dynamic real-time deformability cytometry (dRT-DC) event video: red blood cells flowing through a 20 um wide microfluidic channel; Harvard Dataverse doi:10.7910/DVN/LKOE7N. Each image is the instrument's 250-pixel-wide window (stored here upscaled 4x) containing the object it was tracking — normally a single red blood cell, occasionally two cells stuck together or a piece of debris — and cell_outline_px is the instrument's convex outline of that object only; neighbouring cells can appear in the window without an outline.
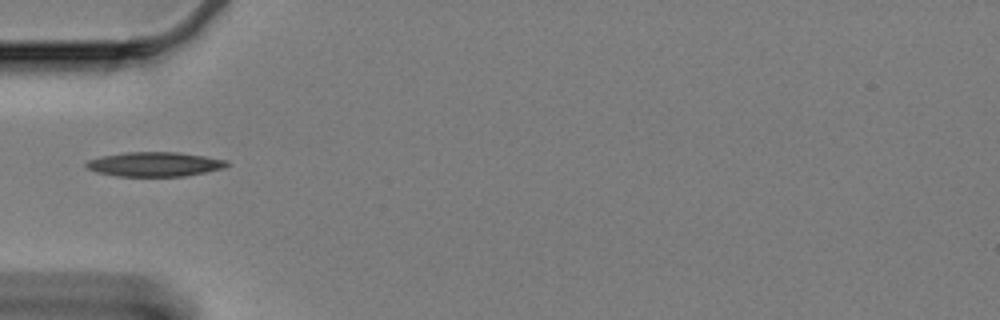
{"species": "Egyptian fruit bat (a non-hibernating species)", "species_latin": "Rousettus aegyptiacus", "temperature_condition": "cold", "stored_images_in_passage": 42, "camera_frame_rate_fps": 3000, "um_per_image_px": 0.085, "animal": {"sex": "female"}, "frame": {"image": 1, "passage_image": 1, "time_ms": 0.0, "image_size_px": [1000, 320], "cell_outline_px": [[228, 164], [224, 168], [184, 176], [116, 176], [96, 172], [88, 168], [84, 164], [88, 160], [100, 156], [124, 152], [180, 152], [228, 160]], "centroid_in_image_um": [13.12, 13.95], "position_along_channel_um": 71.9, "area_um2": 20.06}}
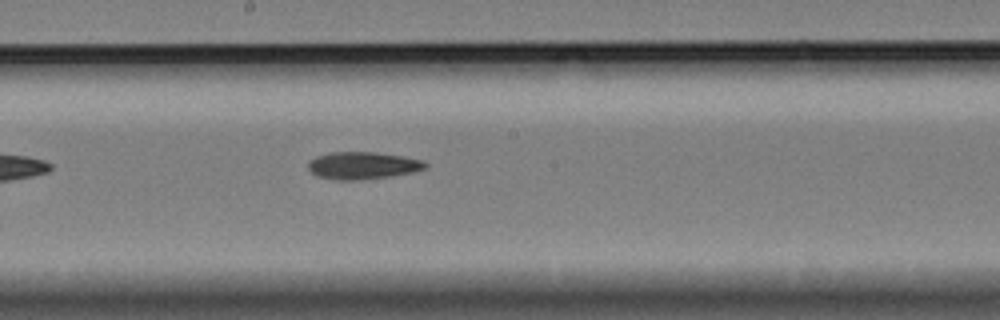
{"frame": {"image": 2, "passage_image": 14, "time_ms": 4.333, "image_size_px": [1000, 320], "cell_outline_px": [[428, 168], [412, 172], [388, 176], [356, 180], [336, 180], [316, 176], [308, 168], [308, 164], [316, 156], [328, 152], [376, 152], [404, 156], [424, 160], [428, 164]], "centroid_in_image_um": [30.85, 14.06], "position_along_channel_um": 217.3, "area_um2": 18.67}}
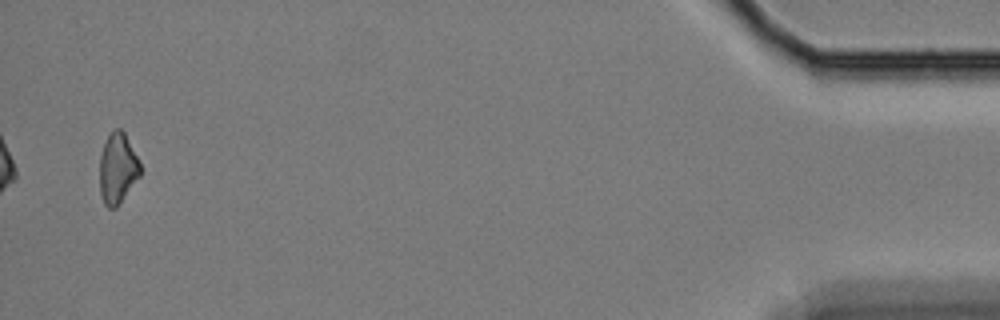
{"frame": {"image": 3, "passage_image": 40, "time_ms": 13.0, "image_size_px": [1000, 320], "cell_outline_px": [[140, 176], [116, 208], [108, 208], [104, 204], [100, 196], [100, 156], [104, 144], [112, 128], [120, 128], [124, 132], [140, 164]], "centroid_in_image_um": [9.98, 14.33], "position_along_channel_um": 425.2, "area_um2": 16.59}}